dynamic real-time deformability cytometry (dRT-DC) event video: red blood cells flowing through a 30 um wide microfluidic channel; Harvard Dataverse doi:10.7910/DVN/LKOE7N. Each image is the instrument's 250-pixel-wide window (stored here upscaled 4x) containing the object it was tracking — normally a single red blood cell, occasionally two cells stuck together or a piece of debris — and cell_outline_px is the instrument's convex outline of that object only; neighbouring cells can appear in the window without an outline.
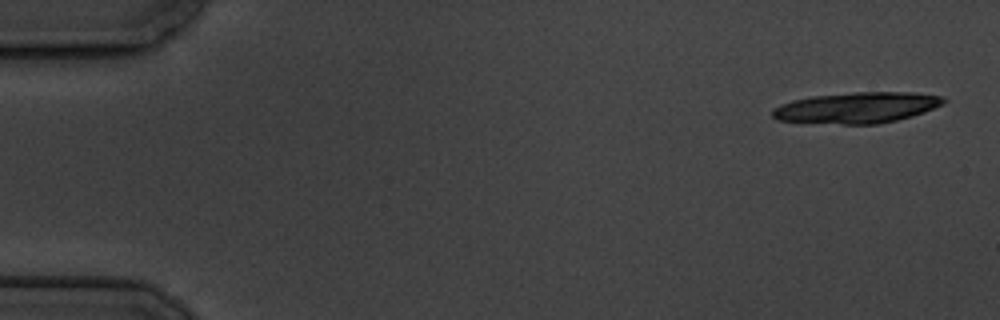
{"species": "common noctule bat (a hibernating species)", "species_latin": "Nyctalus noctula", "temperature_condition": "cold", "stored_images_in_passage": 9, "camera_frame_rate_fps": 3000, "um_per_image_px": 0.085, "animal": {"sex": "male", "body_mass_g": 19.5, "forearm_length_mm": 54.6}, "frame": {"image": 1, "passage_image": 1, "time_ms": 0.0, "image_size_px": [1000, 320], "cell_outline_px": [[948, 100], [924, 112], [912, 116], [896, 120], [876, 124], [844, 124], [776, 120], [772, 116], [772, 108], [780, 104], [792, 100], [812, 96], [852, 92], [912, 92], [944, 96]], "centroid_in_image_um": [72.82, 9.14], "position_along_channel_um": 12.2, "area_um2": 30.81}}
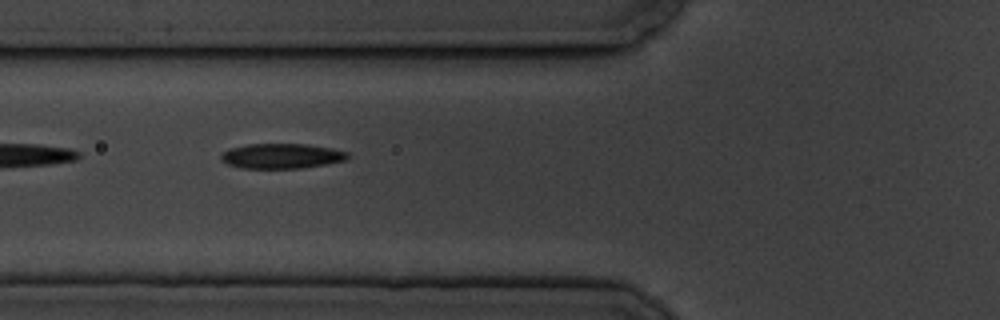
{"frame": {"image": 2, "passage_image": 7, "time_ms": 6.667, "image_size_px": [1000, 320], "cell_outline_px": [[348, 156], [344, 160], [324, 164], [300, 168], [240, 168], [228, 164], [220, 160], [220, 156], [228, 148], [248, 144], [308, 144], [332, 148], [348, 152]], "centroid_in_image_um": [23.89, 13.25], "position_along_channel_um": 101.9, "area_um2": 18.38}}
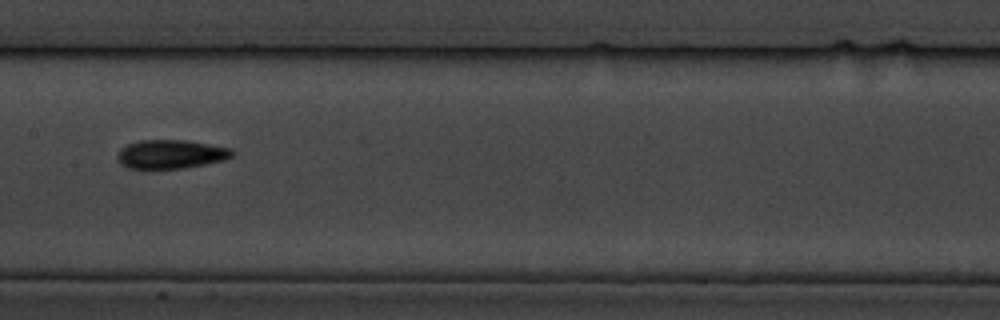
{"frame": {"image": 3, "passage_image": 9, "time_ms": 9.333, "image_size_px": [1000, 320], "cell_outline_px": [[236, 152], [232, 156], [224, 160], [184, 168], [128, 168], [120, 164], [116, 156], [120, 148], [128, 144], [140, 140], [184, 140], [208, 144], [228, 148]], "centroid_in_image_um": [14.49, 13.1], "position_along_channel_um": 192.9, "area_um2": 19.13}}